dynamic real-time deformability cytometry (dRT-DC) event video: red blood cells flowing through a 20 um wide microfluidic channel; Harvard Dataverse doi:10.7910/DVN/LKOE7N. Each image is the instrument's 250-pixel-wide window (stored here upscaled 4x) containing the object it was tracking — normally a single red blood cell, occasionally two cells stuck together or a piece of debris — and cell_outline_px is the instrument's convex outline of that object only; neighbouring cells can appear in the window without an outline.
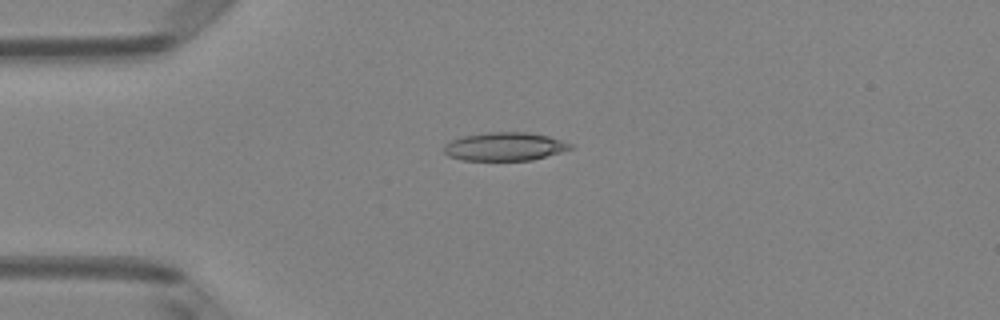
{"species": "Egyptian fruit bat (a non-hibernating species)", "species_latin": "Rousettus aegyptiacus", "temperature_condition": "room temperature", "stored_images_in_passage": 38, "camera_frame_rate_fps": 3000, "um_per_image_px": 0.085, "animal": {"sex": "female"}, "frame": {"image": 1, "passage_image": 1, "time_ms": 0.0, "image_size_px": [1000, 320], "cell_outline_px": [[572, 148], [560, 152], [532, 160], [460, 160], [448, 156], [444, 152], [444, 144], [460, 136], [488, 132], [528, 132], [548, 136], [572, 144]], "centroid_in_image_um": [42.85, 12.45], "position_along_channel_um": 42.1, "area_um2": 20.87}}
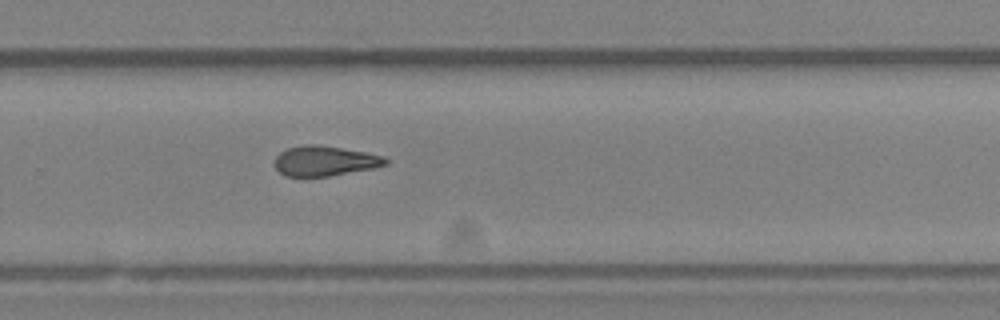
{"frame": {"image": 2, "passage_image": 22, "time_ms": 7.0, "image_size_px": [1000, 320], "cell_outline_px": [[388, 164], [372, 168], [328, 176], [284, 176], [276, 168], [276, 156], [280, 152], [288, 148], [304, 144], [316, 144], [364, 152], [384, 156], [388, 160]], "centroid_in_image_um": [27.6, 13.67], "position_along_channel_um": 302.2, "area_um2": 19.13}}
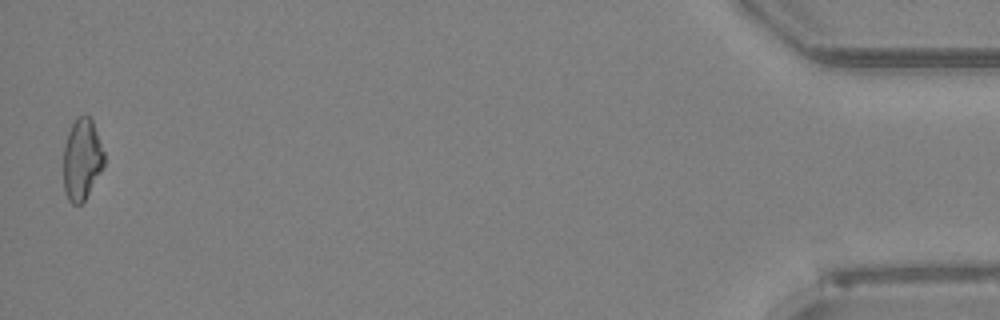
{"frame": {"image": 3, "passage_image": 38, "time_ms": 12.333, "image_size_px": [1000, 320], "cell_outline_px": [[104, 164], [100, 172], [84, 200], [80, 204], [72, 204], [68, 200], [64, 192], [64, 144], [68, 132], [76, 116], [88, 116], [92, 120], [104, 152]], "centroid_in_image_um": [6.94, 13.54], "position_along_channel_um": 428.3, "area_um2": 19.07}, "authors_computed_cell_mechanics": {"area_um2": 19.8832, "velocity_mm_per_s": 4.0609, "shape_relaxation_time_tau1_ms": 6.2895, "shape_relaxation_time_tau2_ms": 2.0972, "deformation_change_tau1": 0.1793, "deformation_change_tau2": 0.118}}